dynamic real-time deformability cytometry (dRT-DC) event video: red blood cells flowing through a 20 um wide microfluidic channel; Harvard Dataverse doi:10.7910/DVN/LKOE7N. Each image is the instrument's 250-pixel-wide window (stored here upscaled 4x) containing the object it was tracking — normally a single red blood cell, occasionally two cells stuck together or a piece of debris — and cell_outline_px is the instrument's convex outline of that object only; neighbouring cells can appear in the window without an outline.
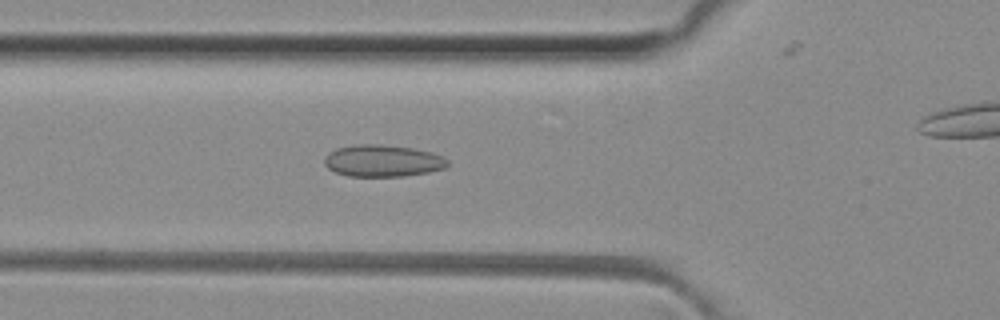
{"species": "common noctule bat (a hibernating species)", "species_latin": "Nyctalus noctula", "temperature_condition": "room temperature", "stored_images_in_passage": 28, "camera_frame_rate_fps": 3000, "um_per_image_px": 0.085, "animal": {"sex": "female", "body_mass_g": 29.2, "forearm_length_mm": 56.3}, "frame": {"image": 1, "passage_image": 5, "time_ms": 1.333, "image_size_px": [1000, 320], "cell_outline_px": [[448, 164], [444, 168], [428, 172], [404, 176], [348, 176], [336, 172], [328, 168], [324, 164], [324, 156], [328, 152], [336, 148], [360, 144], [380, 144], [412, 148], [432, 152], [444, 156], [448, 160]], "centroid_in_image_um": [32.52, 13.66], "position_along_channel_um": 93.3, "area_um2": 22.95}}
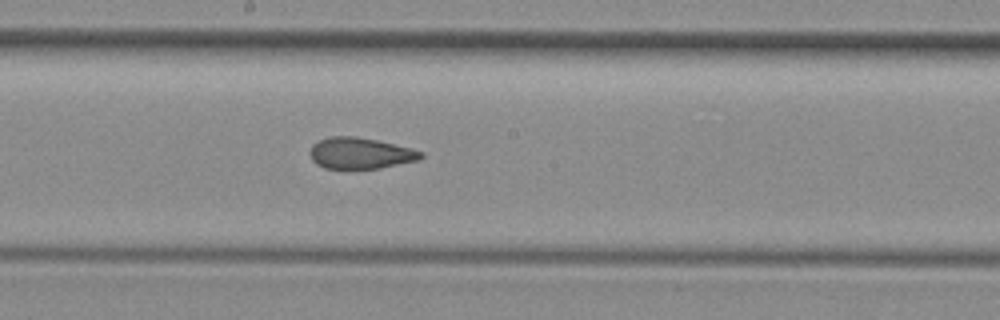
{"frame": {"image": 2, "passage_image": 14, "time_ms": 4.333, "image_size_px": [1000, 320], "cell_outline_px": [[424, 156], [420, 160], [380, 168], [324, 168], [316, 164], [312, 160], [308, 152], [312, 144], [328, 136], [356, 136], [376, 140], [412, 148], [424, 152]], "centroid_in_image_um": [30.62, 13.02], "position_along_channel_um": 217.6, "area_um2": 20.35}}
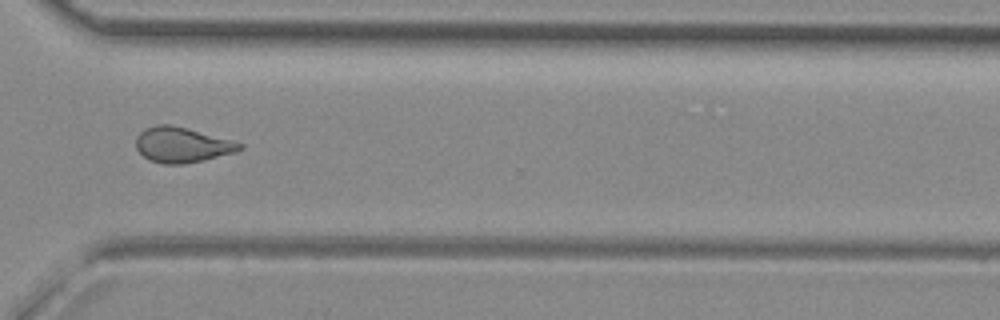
{"frame": {"image": 3, "passage_image": 24, "time_ms": 7.667, "image_size_px": [1000, 320], "cell_outline_px": [[244, 148], [236, 152], [204, 160], [184, 164], [164, 164], [148, 160], [136, 148], [136, 136], [144, 128], [156, 124], [172, 124], [188, 128], [232, 140], [244, 144]], "centroid_in_image_um": [15.47, 12.3], "position_along_channel_um": 355.1, "area_um2": 21.56}}